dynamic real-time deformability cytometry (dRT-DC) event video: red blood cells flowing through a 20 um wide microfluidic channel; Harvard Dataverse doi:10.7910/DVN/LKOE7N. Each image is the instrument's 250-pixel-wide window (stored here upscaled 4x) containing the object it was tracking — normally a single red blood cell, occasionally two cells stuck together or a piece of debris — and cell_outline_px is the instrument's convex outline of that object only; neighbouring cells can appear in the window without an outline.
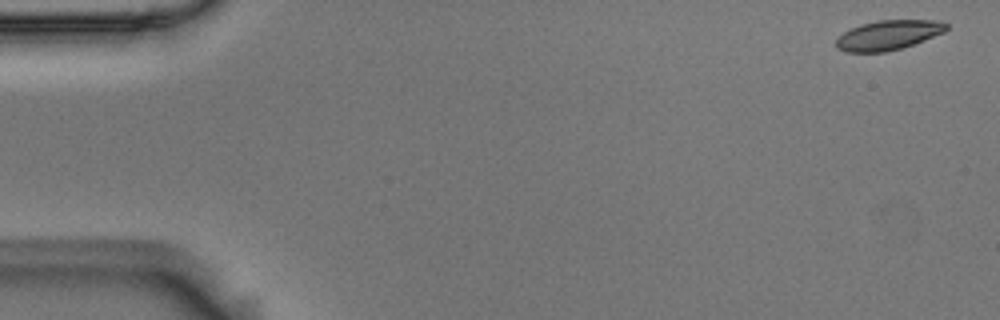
{"species": "Egyptian fruit bat (a non-hibernating species)", "species_latin": "Rousettus aegyptiacus", "temperature_condition": "room temperature", "stored_images_in_passage": 54, "camera_frame_rate_fps": 3000, "um_per_image_px": 0.085, "animal": {"sex": "male"}, "frame": {"image": 1, "passage_image": 1, "time_ms": 0.0, "image_size_px": [1000, 320], "cell_outline_px": [[948, 28], [944, 32], [924, 40], [888, 52], [844, 52], [836, 48], [836, 40], [844, 32], [860, 24], [876, 20], [940, 20], [948, 24]], "centroid_in_image_um": [75.5, 2.98], "position_along_channel_um": 9.5, "area_um2": 19.07}}
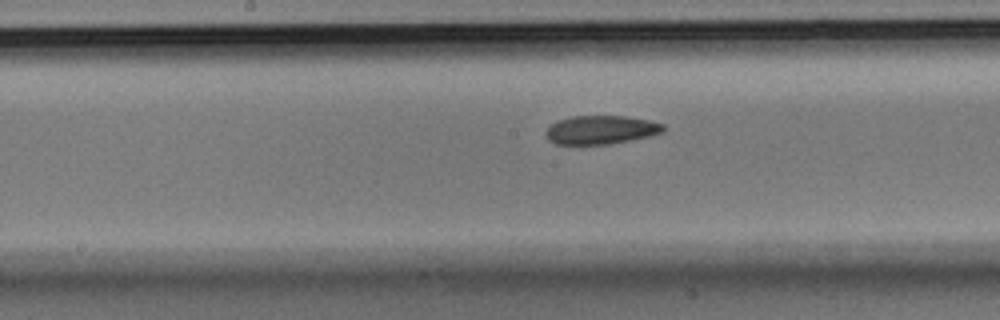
{"frame": {"image": 2, "passage_image": 27, "time_ms": 8.667, "image_size_px": [1000, 320], "cell_outline_px": [[664, 132], [648, 136], [608, 144], [556, 144], [548, 140], [544, 136], [544, 132], [556, 120], [572, 116], [624, 116], [648, 120], [664, 124]], "centroid_in_image_um": [51.03, 11.03], "position_along_channel_um": 197.2, "area_um2": 19.54}}
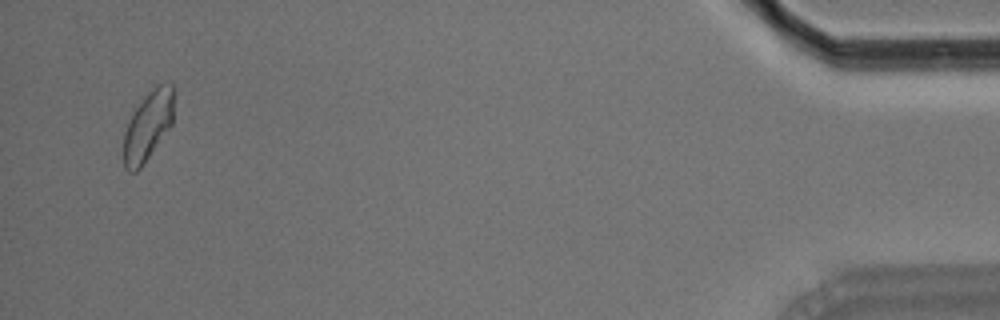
{"frame": {"image": 3, "passage_image": 52, "time_ms": 17.0, "image_size_px": [1000, 320], "cell_outline_px": [[172, 124], [140, 168], [136, 172], [128, 172], [124, 168], [124, 132], [132, 112], [144, 96], [156, 84], [172, 84]], "centroid_in_image_um": [12.54, 10.71], "position_along_channel_um": 422.7, "area_um2": 19.94}, "authors_computed_cell_mechanics": {"area_um2": 20.1144, "velocity_mm_per_s": 3.6782, "shape_relaxation_time_tau1_ms": 7.1967, "shape_relaxation_time_tau2_ms": 2.1577, "deformation_change_tau1": 0.1243, "deformation_change_tau2": 0.0607}}